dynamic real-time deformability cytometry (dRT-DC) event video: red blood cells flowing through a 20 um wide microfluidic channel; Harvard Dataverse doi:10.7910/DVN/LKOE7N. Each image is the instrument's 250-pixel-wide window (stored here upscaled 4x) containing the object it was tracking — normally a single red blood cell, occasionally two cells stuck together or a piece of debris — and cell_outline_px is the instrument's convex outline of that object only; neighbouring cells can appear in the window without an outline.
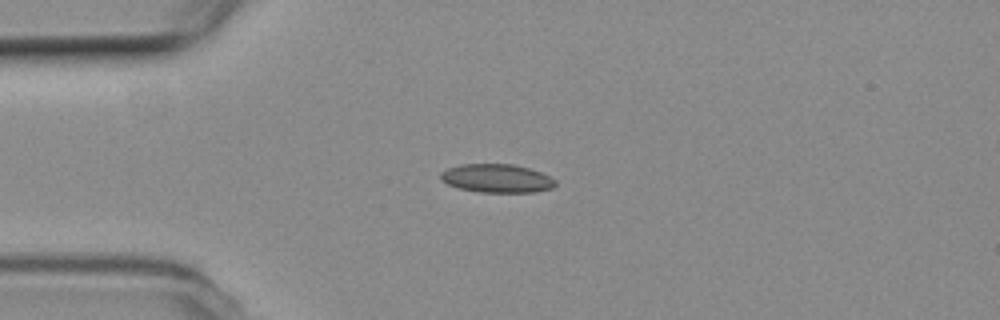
{"species": "common noctule bat (a hibernating species)", "species_latin": "Nyctalus noctula", "temperature_condition": "room temperature", "stored_images_in_passage": 5, "camera_frame_rate_fps": 3000, "um_per_image_px": 0.085, "animal": {"sex": "female", "body_mass_g": 19.3, "forearm_length_mm": 54.1}, "frame": {"image": 1, "passage_image": 3, "time_ms": 0.667, "image_size_px": [1000, 320], "cell_outline_px": [[556, 184], [552, 188], [536, 192], [480, 192], [460, 188], [448, 184], [440, 180], [440, 172], [448, 168], [460, 164], [512, 164], [528, 168], [540, 172], [556, 180]], "centroid_in_image_um": [42.21, 15.16], "position_along_channel_um": 42.8, "area_um2": 19.02}}
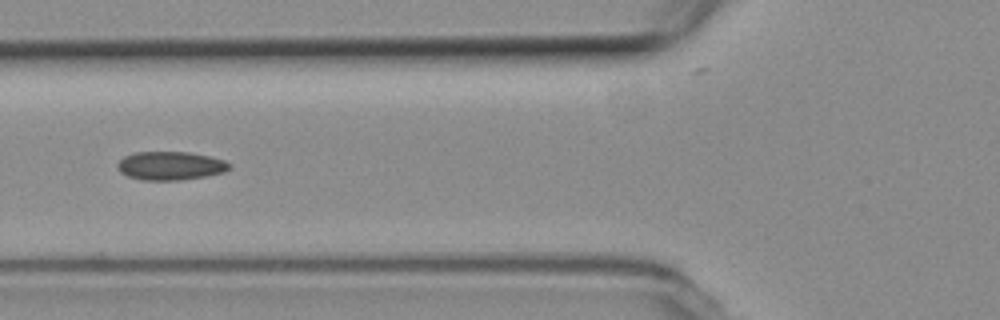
{"frame": {"image": 2, "passage_image": 5, "time_ms": 1.333, "image_size_px": [1000, 320], "cell_outline_px": [[232, 168], [224, 172], [204, 176], [180, 180], [140, 180], [128, 176], [120, 172], [116, 164], [124, 156], [136, 152], [188, 152], [208, 156], [224, 160], [232, 164]], "centroid_in_image_um": [14.49, 14.09], "position_along_channel_um": 111.3, "area_um2": 18.61}}